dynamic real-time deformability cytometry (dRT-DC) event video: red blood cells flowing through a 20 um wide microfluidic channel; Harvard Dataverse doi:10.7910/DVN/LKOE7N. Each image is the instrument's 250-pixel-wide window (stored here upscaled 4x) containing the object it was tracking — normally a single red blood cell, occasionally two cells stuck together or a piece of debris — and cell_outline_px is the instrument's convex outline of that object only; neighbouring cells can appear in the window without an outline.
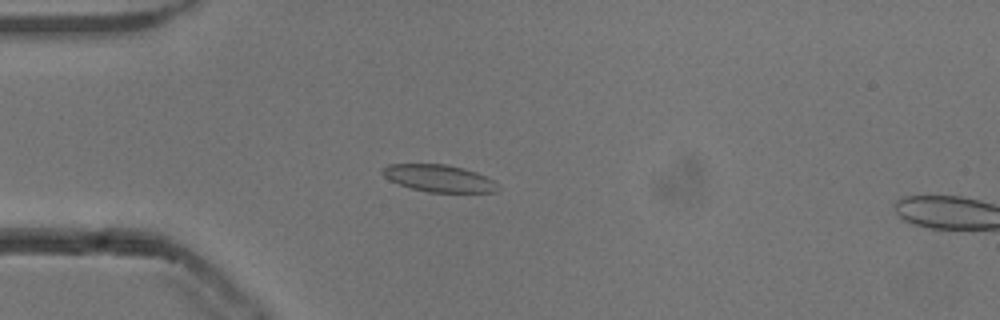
{"species": "common noctule bat (a hibernating species)", "species_latin": "Nyctalus noctula", "temperature_condition": "cold", "stored_images_in_passage": 53, "camera_frame_rate_fps": 3000, "um_per_image_px": 0.085, "animal": {"sex": "male", "body_mass_g": 13.3}, "frame": {"image": 1, "passage_image": 14, "time_ms": 4.333, "image_size_px": [1000, 320], "cell_outline_px": [[496, 192], [428, 192], [412, 188], [388, 180], [380, 172], [388, 164], [444, 164], [476, 172], [492, 180]], "centroid_in_image_um": [37.22, 15.15], "position_along_channel_um": 47.8, "area_um2": 17.74}}
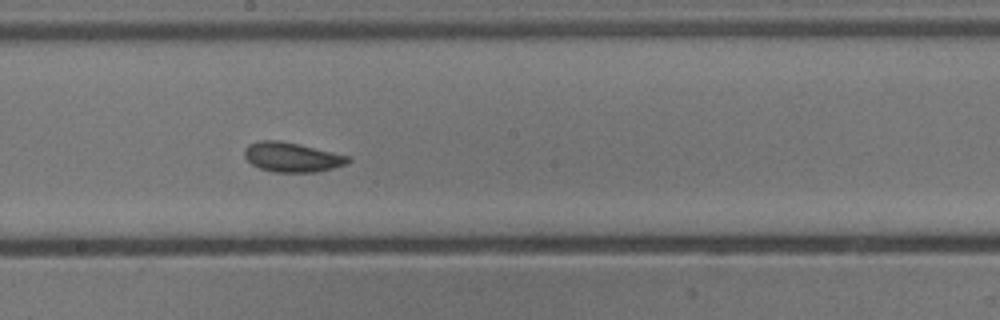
{"frame": {"image": 2, "passage_image": 29, "time_ms": 9.333, "image_size_px": [1000, 320], "cell_outline_px": [[352, 160], [344, 164], [332, 168], [316, 172], [276, 172], [260, 168], [252, 164], [244, 156], [244, 148], [248, 144], [260, 140], [280, 140], [332, 152], [348, 156]], "centroid_in_image_um": [24.77, 13.35], "position_along_channel_um": 223.4, "area_um2": 17.63}}
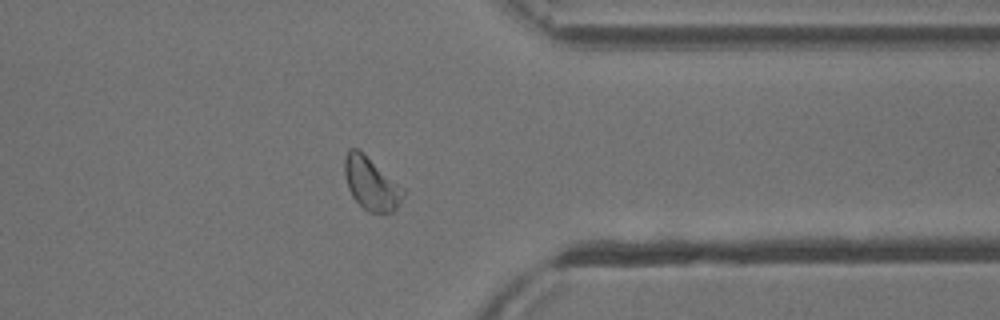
{"frame": {"image": 3, "passage_image": 42, "time_ms": 13.667, "image_size_px": [1000, 320], "cell_outline_px": [[404, 196], [396, 208], [392, 212], [368, 212], [352, 196], [348, 188], [344, 176], [344, 160], [348, 148], [356, 148], [404, 188]], "centroid_in_image_um": [31.52, 15.62], "position_along_channel_um": 379.9, "area_um2": 17.63}, "authors_computed_cell_mechanics": {"area_um2": 18.2648, "velocity_mm_per_s": 3.804, "shape_relaxation_time_tau1_ms": 3.4898, "shape_relaxation_time_tau2_ms": 1.6922, "deformation_change_tau1": 0.0956, "deformation_change_tau2": 0.0544}}